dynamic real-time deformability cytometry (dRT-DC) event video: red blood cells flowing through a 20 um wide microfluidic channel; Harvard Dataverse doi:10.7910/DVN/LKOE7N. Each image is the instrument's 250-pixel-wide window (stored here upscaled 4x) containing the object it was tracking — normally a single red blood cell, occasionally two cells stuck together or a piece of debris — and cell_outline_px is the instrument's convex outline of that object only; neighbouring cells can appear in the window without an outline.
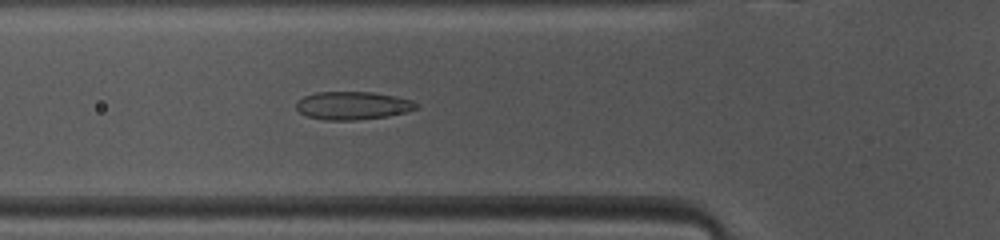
{"species": "common noctule bat (a hibernating species)", "species_latin": "Nyctalus noctula", "temperature_condition": "warm", "stored_images_in_passage": 43, "camera_frame_rate_fps": 3000, "um_per_image_px": 0.085, "animal": {"sex": "female", "body_mass_g": 10.0, "forearm_length_mm": 53.1}, "frame": {"image": 1, "passage_image": 11, "time_ms": 3.333, "image_size_px": [1000, 240], "cell_outline_px": [[420, 108], [388, 116], [356, 120], [324, 120], [308, 116], [300, 112], [296, 108], [296, 104], [304, 96], [316, 92], [372, 92], [396, 96], [412, 100], [420, 104]], "centroid_in_image_um": [30.03, 8.97], "position_along_channel_um": 95.8, "area_um2": 19.65}}
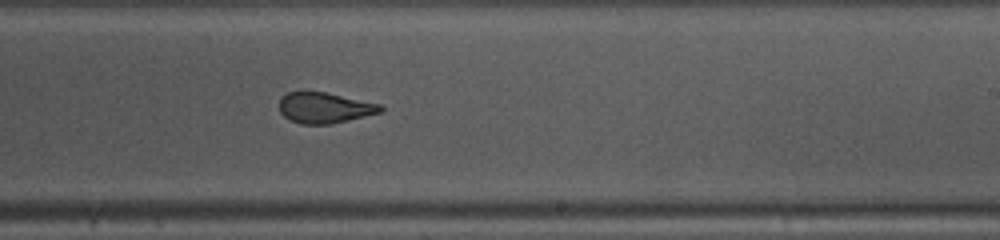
{"frame": {"image": 2, "passage_image": 23, "time_ms": 7.333, "image_size_px": [1000, 240], "cell_outline_px": [[384, 108], [380, 112], [348, 120], [328, 124], [300, 124], [288, 120], [280, 112], [280, 96], [288, 92], [324, 92], [380, 104]], "centroid_in_image_um": [27.54, 9.17], "position_along_channel_um": 261.5, "area_um2": 17.92}}
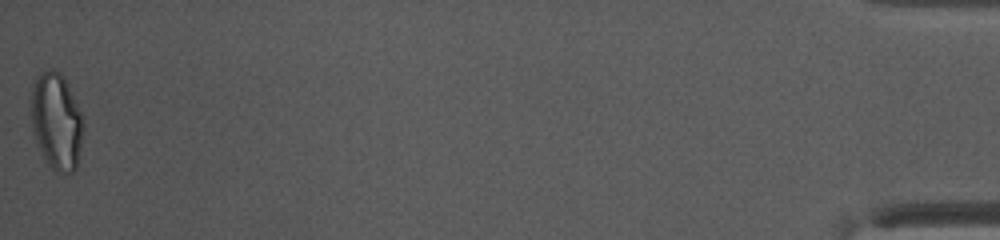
{"frame": {"image": 3, "passage_image": 43, "time_ms": 14.0, "image_size_px": [1000, 240], "cell_outline_px": [[84, 128], [76, 168], [72, 172], [60, 172], [52, 168], [48, 164], [32, 132], [32, 88], [36, 80], [48, 68], [52, 68], [60, 72], [64, 76], [84, 116]], "centroid_in_image_um": [4.84, 10.28], "position_along_channel_um": 430.4, "area_um2": 29.25}, "authors_computed_cell_mechanics": {"area_um2": 20.23, "velocity_mm_per_s": 4.1275, "shape_relaxation_time_tau1_ms": null, "shape_relaxation_time_tau2_ms": 1.1165, "deformation_change_tau1": null, "deformation_change_tau2": 0.0775}}